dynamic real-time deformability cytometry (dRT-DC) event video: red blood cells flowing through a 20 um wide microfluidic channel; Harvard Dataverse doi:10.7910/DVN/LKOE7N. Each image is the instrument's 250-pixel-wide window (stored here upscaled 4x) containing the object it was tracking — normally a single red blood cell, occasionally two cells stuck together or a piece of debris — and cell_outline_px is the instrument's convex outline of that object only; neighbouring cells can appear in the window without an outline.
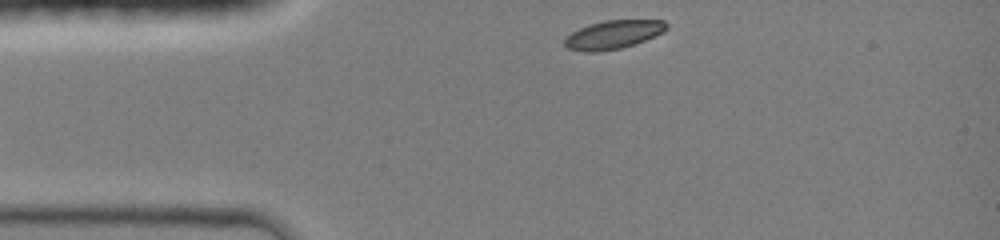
{"species": "common noctule bat (a hibernating species)", "species_latin": "Nyctalus noctula", "temperature_condition": "room temperature", "stored_images_in_passage": 19, "camera_frame_rate_fps": 3000, "um_per_image_px": 0.085, "animal": {"sex": "female", "body_mass_g": 19.0, "forearm_length_mm": 51.5}, "frame": {"image": 1, "passage_image": 1, "time_ms": 0.0, "image_size_px": [1000, 240], "cell_outline_px": [[668, 28], [664, 32], [636, 44], [620, 48], [596, 52], [584, 52], [568, 48], [564, 44], [564, 40], [572, 32], [588, 24], [604, 20], [664, 20], [668, 24]], "centroid_in_image_um": [52.15, 2.94], "position_along_channel_um": 32.8, "area_um2": 16.99}}
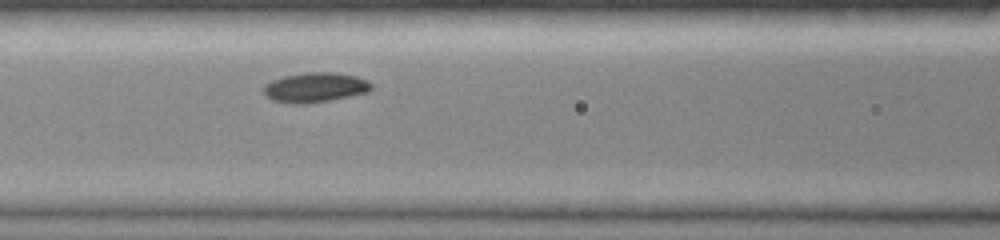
{"frame": {"image": 2, "passage_image": 13, "time_ms": 3.333, "image_size_px": [1000, 240], "cell_outline_px": [[372, 88], [368, 92], [332, 100], [308, 104], [296, 104], [272, 100], [264, 96], [264, 84], [272, 80], [284, 76], [304, 72], [336, 72], [356, 76], [368, 80], [372, 84]], "centroid_in_image_um": [26.79, 7.43], "position_along_channel_um": 139.8, "area_um2": 18.96}}
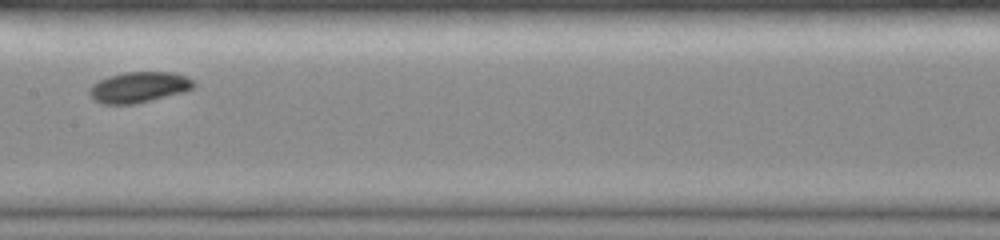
{"frame": {"image": 3, "passage_image": 18, "time_ms": 4.667, "image_size_px": [1000, 240], "cell_outline_px": [[196, 84], [192, 88], [184, 92], [136, 104], [104, 104], [96, 100], [88, 92], [88, 88], [92, 84], [108, 76], [124, 72], [172, 72], [184, 76], [192, 80]], "centroid_in_image_um": [11.8, 7.41], "position_along_channel_um": 195.6, "area_um2": 18.61}}